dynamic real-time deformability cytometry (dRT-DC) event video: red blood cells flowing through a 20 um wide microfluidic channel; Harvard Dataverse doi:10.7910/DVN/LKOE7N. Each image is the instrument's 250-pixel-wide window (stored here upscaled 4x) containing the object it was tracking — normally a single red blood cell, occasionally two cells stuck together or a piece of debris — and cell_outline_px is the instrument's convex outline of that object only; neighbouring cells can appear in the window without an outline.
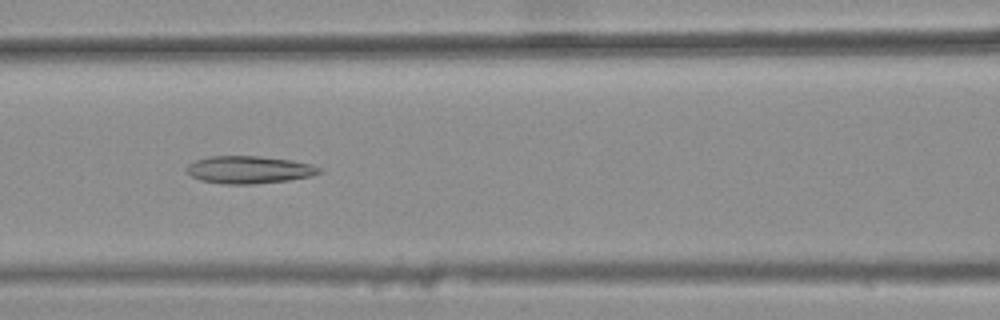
{"species": "common noctule bat (a hibernating species)", "species_latin": "Nyctalus noctula", "temperature_condition": "warm", "stored_images_in_passage": 44, "camera_frame_rate_fps": 3000, "um_per_image_px": 0.085, "animal": {"sex": "female", "body_mass_g": 25.1}, "frame": {"image": 1, "passage_image": 22, "time_ms": 7.0, "image_size_px": [1000, 320], "cell_outline_px": [[324, 172], [312, 176], [288, 180], [256, 184], [224, 184], [200, 180], [192, 176], [188, 172], [188, 164], [196, 160], [208, 156], [260, 156], [292, 160], [312, 164], [324, 168]], "centroid_in_image_um": [21.25, 14.42], "position_along_channel_um": 145.4, "area_um2": 21.44}}
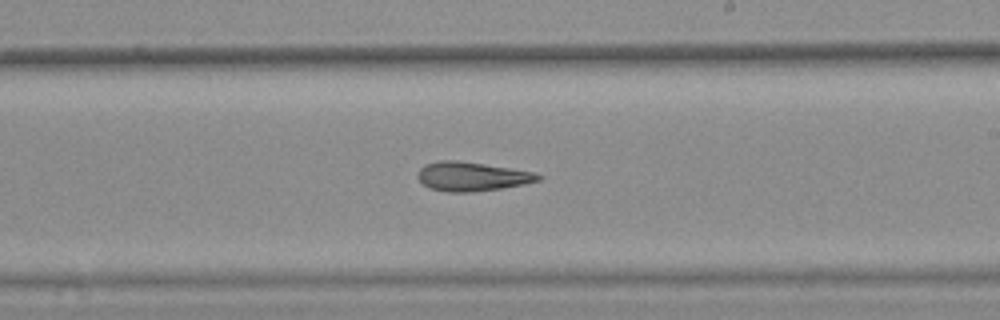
{"frame": {"image": 2, "passage_image": 30, "time_ms": 9.667, "image_size_px": [1000, 320], "cell_outline_px": [[544, 176], [540, 180], [524, 184], [500, 188], [472, 192], [448, 192], [428, 188], [416, 176], [420, 168], [424, 164], [436, 160], [456, 160], [508, 168], [532, 172]], "centroid_in_image_um": [40.06, 15.0], "position_along_channel_um": 248.9, "area_um2": 20.29}}
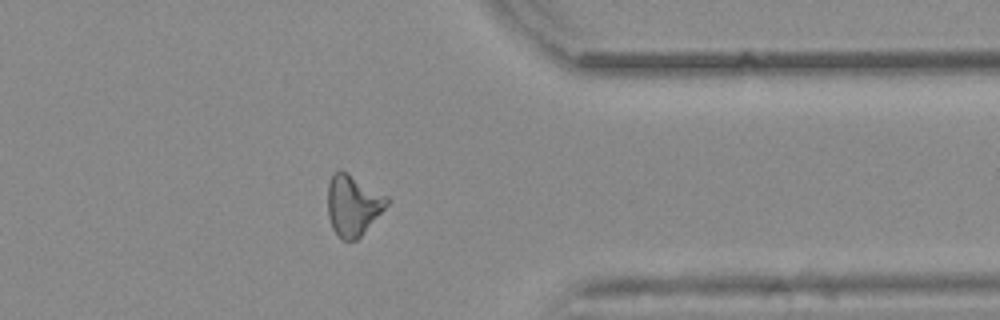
{"frame": {"image": 3, "passage_image": 41, "time_ms": 13.333, "image_size_px": [1000, 320], "cell_outline_px": [[388, 204], [360, 236], [356, 240], [344, 240], [332, 228], [328, 216], [328, 184], [332, 172], [340, 168], [348, 172], [388, 196]], "centroid_in_image_um": [29.98, 17.38], "position_along_channel_um": 381.4, "area_um2": 20.92}, "authors_computed_cell_mechanics": {"area_um2": 21.4438, "velocity_mm_per_s": 3.8921, "shape_relaxation_time_tau1_ms": null, "shape_relaxation_time_tau2_ms": 7.9632, "deformation_change_tau1": null, "deformation_change_tau2": 0.2224}}